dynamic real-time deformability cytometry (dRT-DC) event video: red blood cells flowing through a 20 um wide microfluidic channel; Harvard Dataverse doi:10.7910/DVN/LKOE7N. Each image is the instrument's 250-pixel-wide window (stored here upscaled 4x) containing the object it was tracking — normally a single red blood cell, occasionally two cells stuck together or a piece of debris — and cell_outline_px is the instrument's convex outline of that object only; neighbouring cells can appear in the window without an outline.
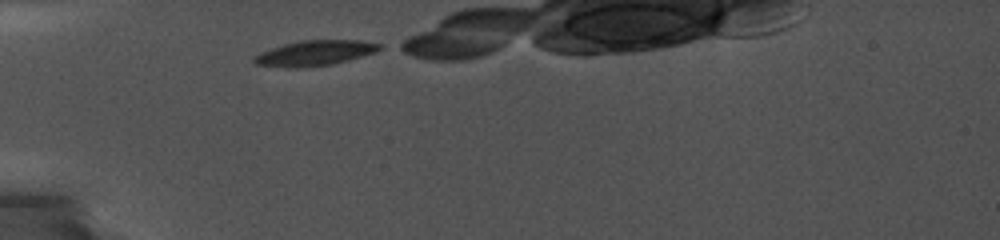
{"species": "common noctule bat (a hibernating species)", "species_latin": "Nyctalus noctula", "temperature_condition": "cold", "stored_images_in_passage": 20, "camera_frame_rate_fps": 5000, "um_per_image_px": 0.085, "animal": {"sex": "female", "body_mass_g": 19.0, "forearm_length_mm": 56.7}, "frame": {"image": 1, "passage_image": 1, "time_ms": 0.0, "image_size_px": [1000, 240], "cell_outline_px": [[384, 48], [376, 52], [348, 60], [332, 64], [300, 68], [288, 68], [256, 64], [252, 60], [260, 52], [284, 44], [300, 40], [360, 40], [384, 44]], "centroid_in_image_um": [26.81, 4.5], "position_along_channel_um": 58.2, "area_um2": 18.55}}